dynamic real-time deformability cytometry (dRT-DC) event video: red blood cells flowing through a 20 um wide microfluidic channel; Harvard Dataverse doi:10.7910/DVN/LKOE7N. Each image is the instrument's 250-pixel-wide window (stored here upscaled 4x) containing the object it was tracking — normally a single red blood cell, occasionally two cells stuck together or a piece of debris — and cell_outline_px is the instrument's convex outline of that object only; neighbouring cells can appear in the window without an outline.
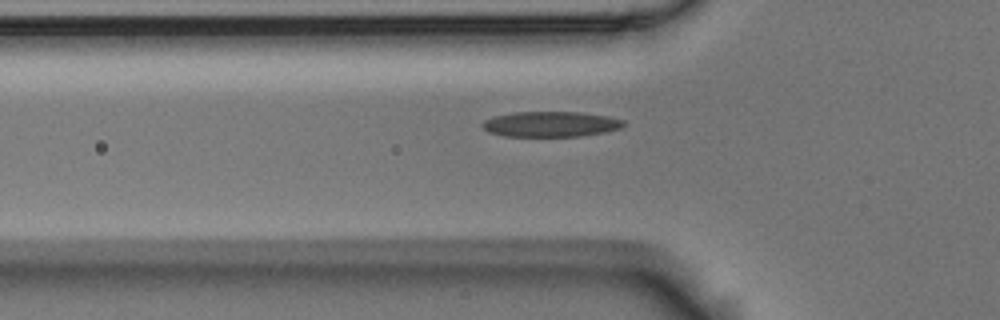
{"species": "Egyptian fruit bat (a non-hibernating species)", "species_latin": "Rousettus aegyptiacus", "temperature_condition": "room temperature", "stored_images_in_passage": 37, "camera_frame_rate_fps": 3000, "um_per_image_px": 0.085, "animal": {"sex": "male"}, "frame": {"image": 1, "passage_image": 4, "time_ms": 1.0, "image_size_px": [1000, 320], "cell_outline_px": [[628, 124], [620, 128], [604, 132], [580, 136], [504, 136], [488, 132], [480, 124], [484, 120], [496, 116], [516, 112], [580, 112], [608, 116], [624, 120]], "centroid_in_image_um": [46.84, 10.55], "position_along_channel_um": 79.0, "area_um2": 20.87}}
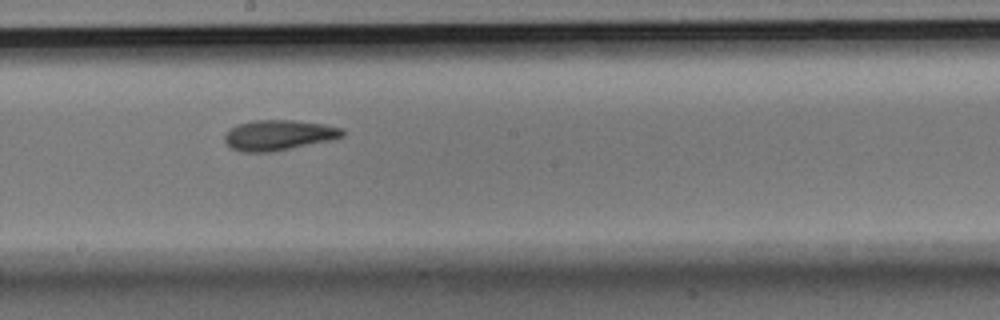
{"frame": {"image": 2, "passage_image": 16, "time_ms": 5.0, "image_size_px": [1000, 320], "cell_outline_px": [[344, 136], [332, 140], [272, 152], [240, 152], [224, 144], [224, 132], [228, 128], [236, 124], [252, 120], [292, 120], [324, 124], [344, 128]], "centroid_in_image_um": [23.63, 11.48], "position_along_channel_um": 224.6, "area_um2": 21.27}}
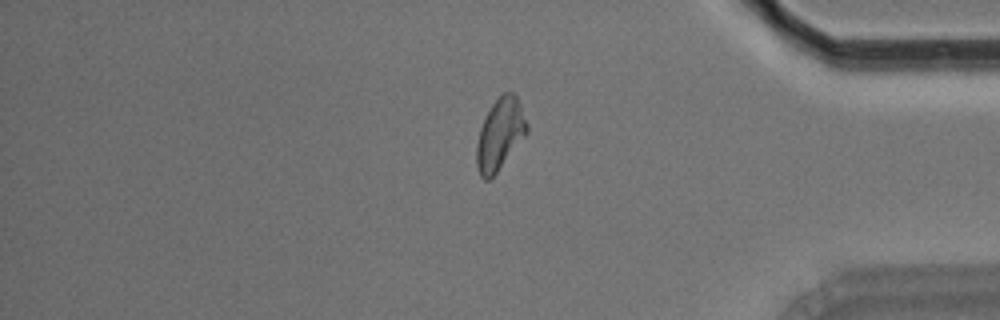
{"frame": {"image": 3, "passage_image": 32, "time_ms": 10.333, "image_size_px": [1000, 320], "cell_outline_px": [[528, 132], [496, 172], [488, 180], [484, 180], [480, 176], [476, 164], [476, 144], [480, 128], [492, 104], [504, 92], [512, 92], [516, 96], [520, 104], [528, 124]], "centroid_in_image_um": [42.49, 11.41], "position_along_channel_um": 392.7, "area_um2": 20.58}}